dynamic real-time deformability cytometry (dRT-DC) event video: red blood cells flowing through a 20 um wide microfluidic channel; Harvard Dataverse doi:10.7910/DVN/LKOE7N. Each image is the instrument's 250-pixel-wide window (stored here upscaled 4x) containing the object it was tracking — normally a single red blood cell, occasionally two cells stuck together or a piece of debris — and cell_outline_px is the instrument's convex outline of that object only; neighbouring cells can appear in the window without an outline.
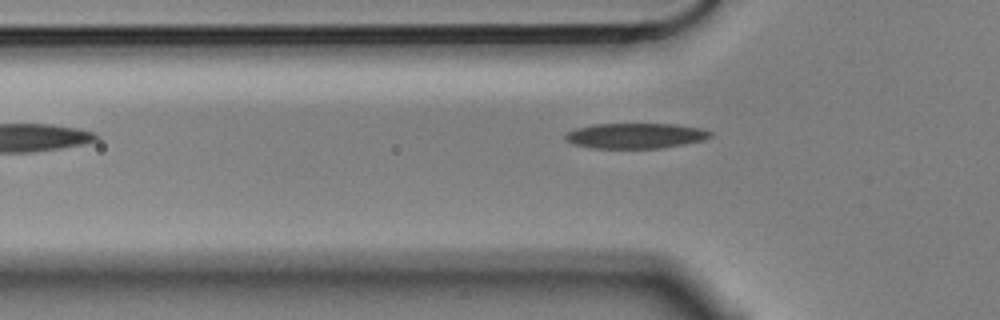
{"species": "Egyptian fruit bat (a non-hibernating species)", "species_latin": "Rousettus aegyptiacus", "temperature_condition": "cold", "stored_images_in_passage": 4, "camera_frame_rate_fps": 3000, "um_per_image_px": 0.085, "animal": {"sex": "male"}, "frame": {"image": 1, "passage_image": 3, "time_ms": 0.667, "image_size_px": [1000, 320], "cell_outline_px": [[712, 136], [704, 140], [664, 148], [592, 148], [572, 144], [564, 136], [568, 132], [576, 128], [592, 124], [676, 124], [700, 128], [712, 132]], "centroid_in_image_um": [54.04, 11.54], "position_along_channel_um": 71.8, "area_um2": 21.44}}